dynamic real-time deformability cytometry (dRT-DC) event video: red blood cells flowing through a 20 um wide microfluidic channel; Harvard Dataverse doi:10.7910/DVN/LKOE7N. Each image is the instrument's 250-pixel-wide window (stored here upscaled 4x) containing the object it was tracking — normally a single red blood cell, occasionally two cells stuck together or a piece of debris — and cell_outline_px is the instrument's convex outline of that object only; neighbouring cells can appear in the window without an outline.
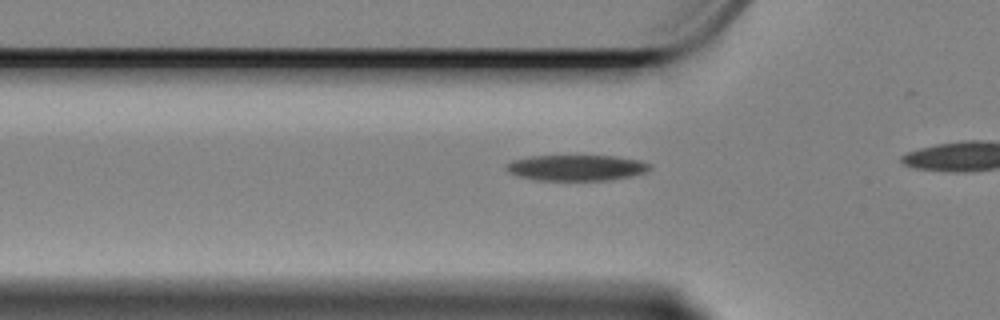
{"species": "Egyptian fruit bat (a non-hibernating species)", "species_latin": "Rousettus aegyptiacus", "temperature_condition": "cold", "stored_images_in_passage": 8, "camera_frame_rate_fps": 3000, "um_per_image_px": 0.085, "animal": {"sex": "female"}, "frame": {"image": 1, "passage_image": 2, "time_ms": 0.333, "image_size_px": [1000, 320], "cell_outline_px": [[652, 168], [644, 172], [628, 176], [608, 180], [536, 180], [516, 176], [508, 172], [504, 168], [512, 160], [532, 156], [612, 156], [640, 160], [652, 164]], "centroid_in_image_um": [48.97, 14.26], "position_along_channel_um": 76.8, "area_um2": 21.5}}
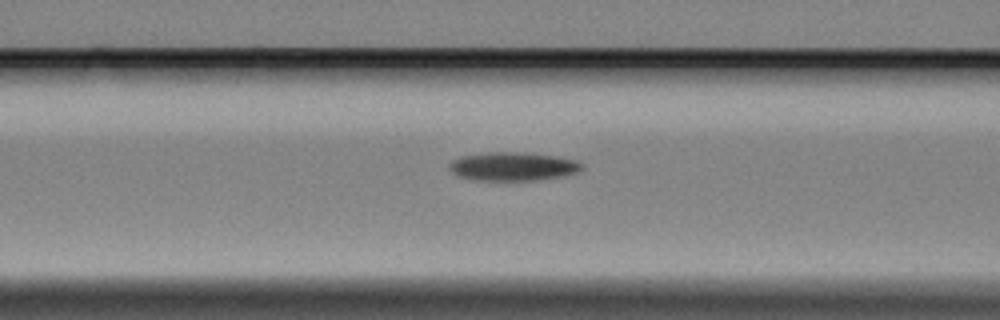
{"frame": {"image": 2, "passage_image": 6, "time_ms": 1.667, "image_size_px": [1000, 320], "cell_outline_px": [[580, 168], [576, 172], [560, 176], [536, 180], [472, 180], [456, 176], [448, 168], [448, 164], [452, 160], [460, 156], [488, 152], [516, 152], [556, 156], [576, 160], [580, 164]], "centroid_in_image_um": [43.48, 14.14], "position_along_channel_um": 123.1, "area_um2": 21.91}}